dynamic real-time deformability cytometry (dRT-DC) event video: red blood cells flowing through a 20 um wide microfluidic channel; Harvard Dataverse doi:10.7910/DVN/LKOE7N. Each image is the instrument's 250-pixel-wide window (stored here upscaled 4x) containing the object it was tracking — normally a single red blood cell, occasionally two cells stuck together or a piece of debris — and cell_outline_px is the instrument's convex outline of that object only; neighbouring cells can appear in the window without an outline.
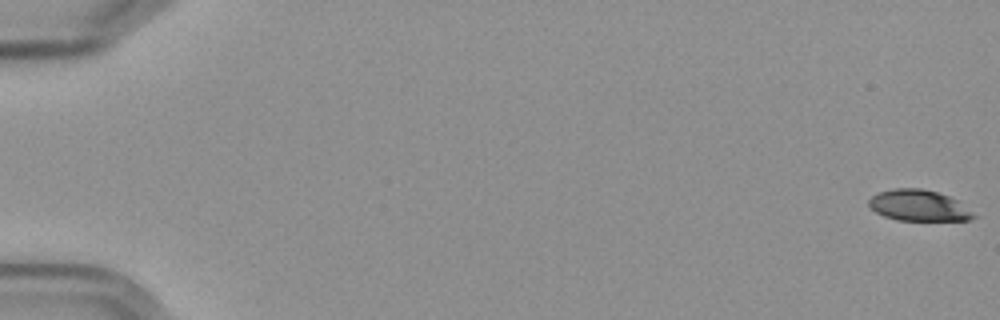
{"species": "Egyptian fruit bat (a non-hibernating species)", "species_latin": "Rousettus aegyptiacus", "temperature_condition": "cold", "stored_images_in_passage": 58, "camera_frame_rate_fps": 3000, "um_per_image_px": 0.085, "frame": {"image": 1, "passage_image": 1, "time_ms": 0.0, "image_size_px": [1000, 320], "cell_outline_px": [[976, 216], [968, 220], [896, 220], [884, 216], [876, 212], [868, 204], [868, 200], [872, 196], [880, 192], [892, 188], [920, 188], [936, 192], [948, 196], [956, 200]], "centroid_in_image_um": [78.03, 17.46], "position_along_channel_um": 7.0, "area_um2": 18.61}}
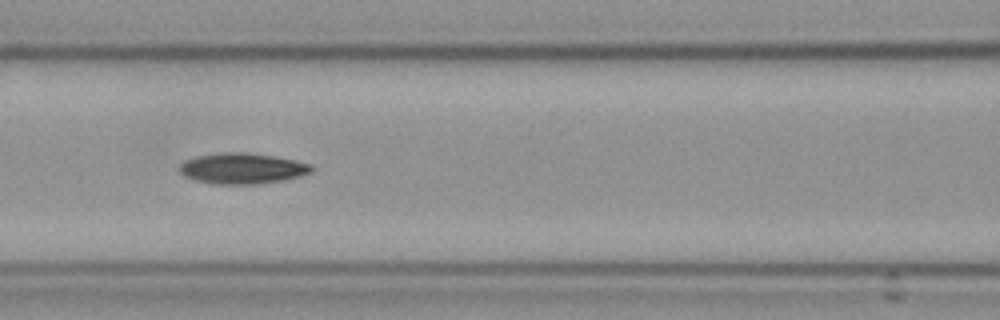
{"frame": {"image": 2, "passage_image": 27, "time_ms": 8.667, "image_size_px": [1000, 320], "cell_outline_px": [[316, 168], [312, 172], [280, 180], [256, 184], [212, 184], [196, 180], [184, 176], [180, 172], [180, 164], [184, 160], [196, 156], [224, 152], [244, 152], [272, 156], [312, 164]], "centroid_in_image_um": [20.56, 14.31], "position_along_channel_um": 146.0, "area_um2": 23.47}}
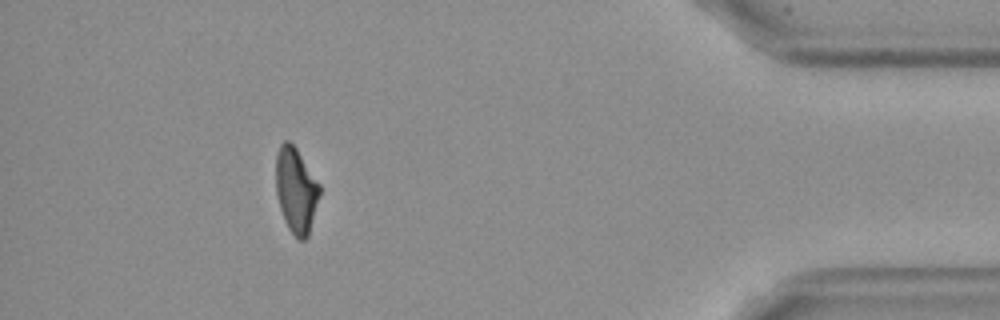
{"frame": {"image": 3, "passage_image": 53, "time_ms": 17.333, "image_size_px": [1000, 320], "cell_outline_px": [[320, 196], [308, 236], [304, 240], [300, 240], [288, 228], [284, 220], [280, 208], [276, 192], [276, 152], [280, 144], [284, 140], [288, 140], [296, 148], [320, 184]], "centroid_in_image_um": [25.16, 16.15], "position_along_channel_um": 410.0, "area_um2": 21.73}, "authors_computed_cell_mechanics": {"area_um2": 22.2819, "velocity_mm_per_s": 3.5999, "shape_relaxation_time_tau1_ms": 4.9613, "shape_relaxation_time_tau2_ms": null, "deformation_change_tau1": 0.146, "deformation_change_tau2": null}}